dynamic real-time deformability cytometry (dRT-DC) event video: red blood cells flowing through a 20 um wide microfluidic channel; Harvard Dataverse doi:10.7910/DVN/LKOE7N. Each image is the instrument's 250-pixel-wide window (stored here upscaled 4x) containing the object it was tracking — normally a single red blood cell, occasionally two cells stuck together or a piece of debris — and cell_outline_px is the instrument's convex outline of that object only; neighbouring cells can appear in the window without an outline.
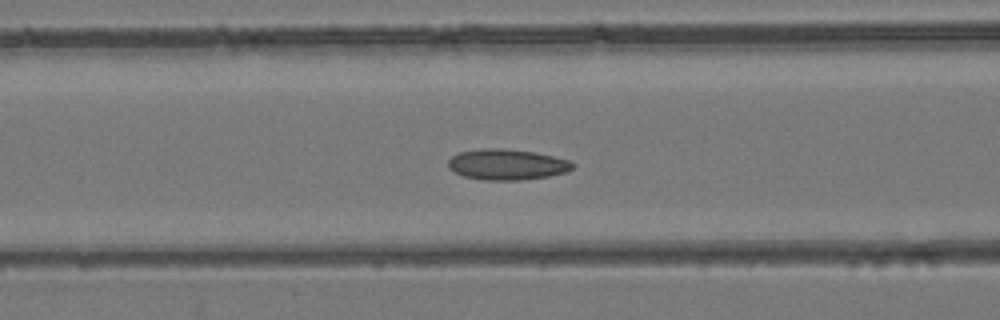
{"species": "common noctule bat (a hibernating species)", "species_latin": "Nyctalus noctula", "temperature_condition": "room temperature", "stored_images_in_passage": 47, "camera_frame_rate_fps": 3000, "um_per_image_px": 0.085, "animal": {"sex": "female", "body_mass_g": 24.6, "forearm_length_mm": 56.2}, "frame": {"image": 1, "passage_image": 19, "time_ms": 6.0, "image_size_px": [1000, 320], "cell_outline_px": [[576, 164], [568, 172], [548, 176], [520, 180], [484, 180], [464, 176], [448, 168], [448, 160], [452, 156], [460, 152], [480, 148], [504, 148], [532, 152], [552, 156], [568, 160]], "centroid_in_image_um": [43.08, 13.98], "position_along_channel_um": 123.5, "area_um2": 22.25}}
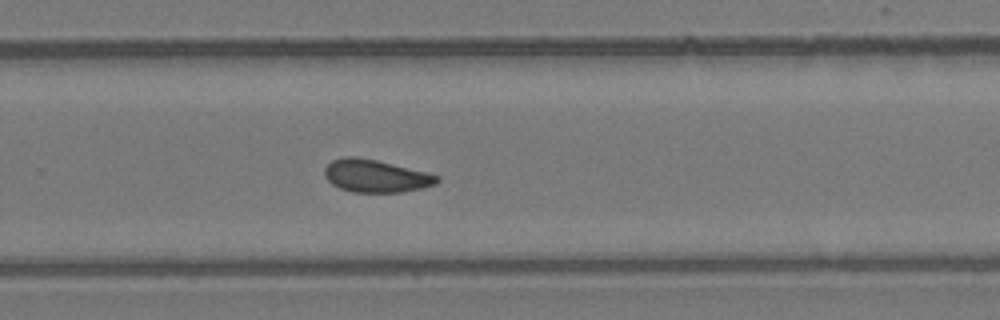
{"frame": {"image": 2, "passage_image": 31, "time_ms": 10.0, "image_size_px": [1000, 320], "cell_outline_px": [[440, 180], [436, 184], [424, 188], [400, 192], [352, 192], [340, 188], [332, 184], [324, 176], [324, 168], [332, 160], [344, 156], [356, 156], [376, 160], [428, 172], [440, 176]], "centroid_in_image_um": [31.95, 14.95], "position_along_channel_um": 297.9, "area_um2": 21.56}}
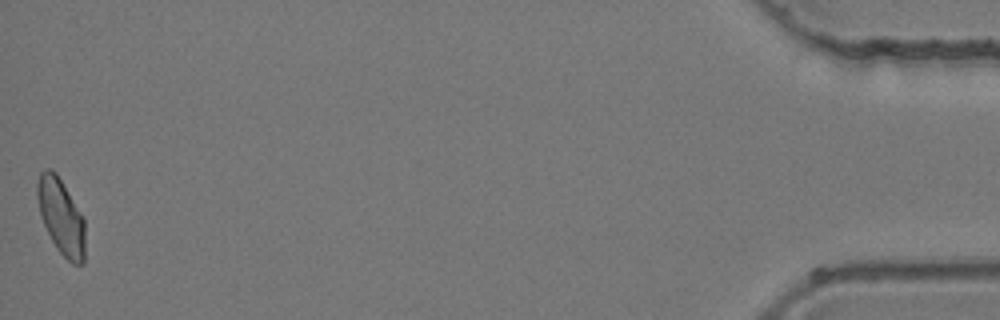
{"frame": {"image": 3, "passage_image": 47, "time_ms": 15.333, "image_size_px": [1000, 320], "cell_outline_px": [[84, 264], [72, 264], [56, 248], [40, 216], [36, 196], [36, 184], [40, 172], [44, 168], [48, 168], [56, 172], [84, 216]], "centroid_in_image_um": [5.18, 18.38], "position_along_channel_um": 430.0, "area_um2": 21.27}}